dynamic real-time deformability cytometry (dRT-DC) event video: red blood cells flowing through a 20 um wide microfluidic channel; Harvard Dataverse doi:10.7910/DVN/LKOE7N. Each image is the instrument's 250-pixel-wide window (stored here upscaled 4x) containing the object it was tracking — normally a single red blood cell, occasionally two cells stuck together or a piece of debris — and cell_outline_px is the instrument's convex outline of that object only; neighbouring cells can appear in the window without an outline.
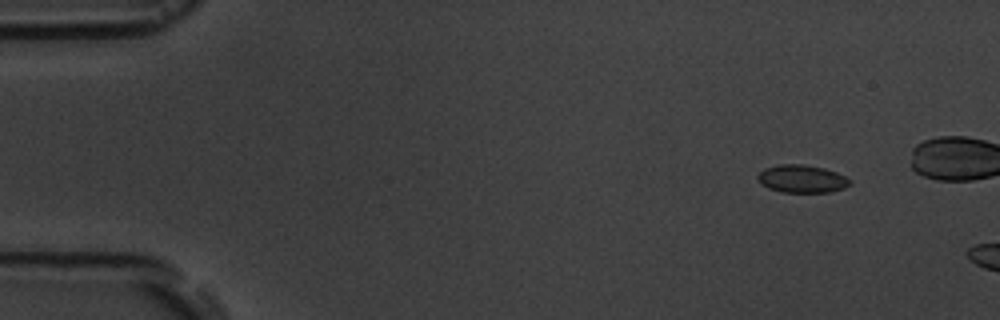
{"species": "common noctule bat (a hibernating species)", "species_latin": "Nyctalus noctula", "temperature_condition": "room temperature", "stored_images_in_passage": 3, "camera_frame_rate_fps": 3000, "um_per_image_px": 0.085, "animal": {"sex": "male", "body_mass_g": 19.5, "forearm_length_mm": 54.6}, "frame": {"image": 1, "passage_image": 1, "time_ms": 0.0, "image_size_px": [1000, 320], "cell_outline_px": [[852, 184], [844, 188], [832, 192], [784, 192], [768, 188], [760, 184], [756, 176], [764, 168], [780, 164], [804, 164], [824, 168], [836, 172], [852, 180]], "centroid_in_image_um": [68.17, 15.2], "position_along_channel_um": 16.8, "area_um2": 15.09}}